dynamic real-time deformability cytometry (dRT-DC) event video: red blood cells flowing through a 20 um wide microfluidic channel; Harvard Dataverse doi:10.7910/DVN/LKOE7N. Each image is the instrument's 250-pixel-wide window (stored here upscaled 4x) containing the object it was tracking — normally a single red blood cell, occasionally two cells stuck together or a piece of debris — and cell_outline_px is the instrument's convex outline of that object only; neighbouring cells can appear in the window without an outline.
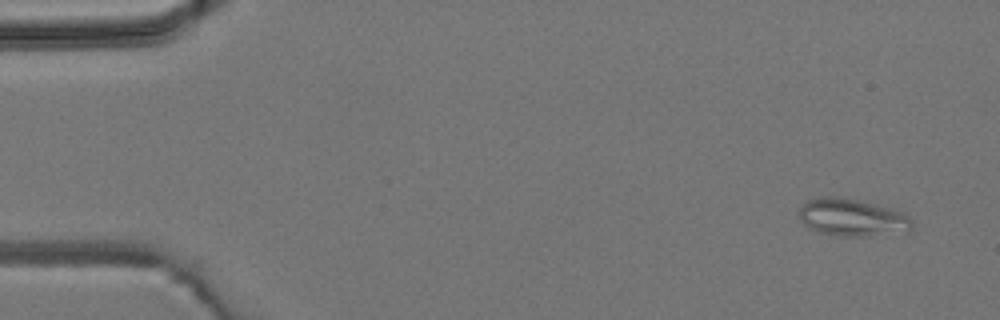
{"species": "common noctule bat (a hibernating species)", "species_latin": "Nyctalus noctula", "temperature_condition": "room temperature", "stored_images_in_passage": 3, "camera_frame_rate_fps": 3000, "um_per_image_px": 0.085, "animal": {"sex": "male", "body_mass_g": 19.2, "forearm_length_mm": 51.8}, "frame": {"image": 1, "passage_image": 1, "time_ms": 0.0, "image_size_px": [1000, 320], "cell_outline_px": [[912, 228], [908, 232], [868, 236], [840, 236], [816, 232], [808, 228], [800, 220], [800, 208], [808, 200], [820, 196], [836, 196], [860, 200], [904, 212], [912, 220]], "centroid_in_image_um": [72.44, 18.49], "position_along_channel_um": 12.6, "area_um2": 24.91}}